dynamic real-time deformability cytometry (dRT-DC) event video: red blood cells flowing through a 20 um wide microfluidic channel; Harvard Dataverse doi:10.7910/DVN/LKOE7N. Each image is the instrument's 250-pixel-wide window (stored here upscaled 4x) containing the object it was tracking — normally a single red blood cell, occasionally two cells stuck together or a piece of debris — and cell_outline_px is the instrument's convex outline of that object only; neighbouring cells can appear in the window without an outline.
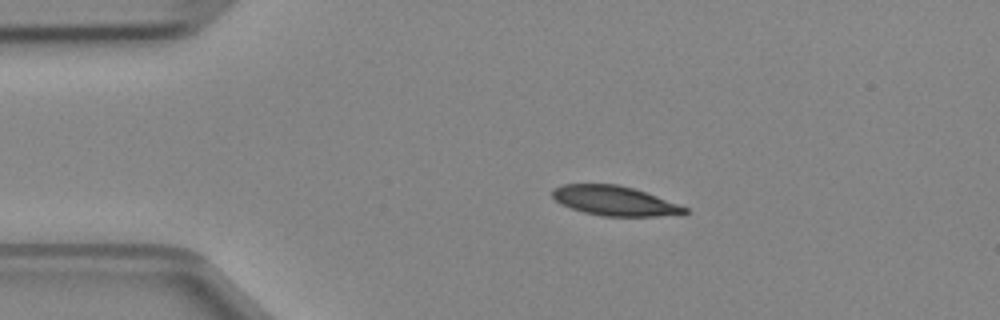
{"species": "Egyptian fruit bat (a non-hibernating species)", "species_latin": "Rousettus aegyptiacus", "temperature_condition": "cold", "stored_images_in_passage": 2, "camera_frame_rate_fps": 3000, "um_per_image_px": 0.085, "animal": {"sex": "female"}, "frame": {"image": 1, "passage_image": 1, "time_ms": 0.0, "image_size_px": [1000, 320], "cell_outline_px": [[688, 212], [684, 216], [604, 216], [584, 212], [560, 204], [552, 196], [552, 188], [560, 184], [616, 184], [632, 188], [656, 196], [688, 208]], "centroid_in_image_um": [52.25, 17.08], "position_along_channel_um": 32.7, "area_um2": 22.89}}